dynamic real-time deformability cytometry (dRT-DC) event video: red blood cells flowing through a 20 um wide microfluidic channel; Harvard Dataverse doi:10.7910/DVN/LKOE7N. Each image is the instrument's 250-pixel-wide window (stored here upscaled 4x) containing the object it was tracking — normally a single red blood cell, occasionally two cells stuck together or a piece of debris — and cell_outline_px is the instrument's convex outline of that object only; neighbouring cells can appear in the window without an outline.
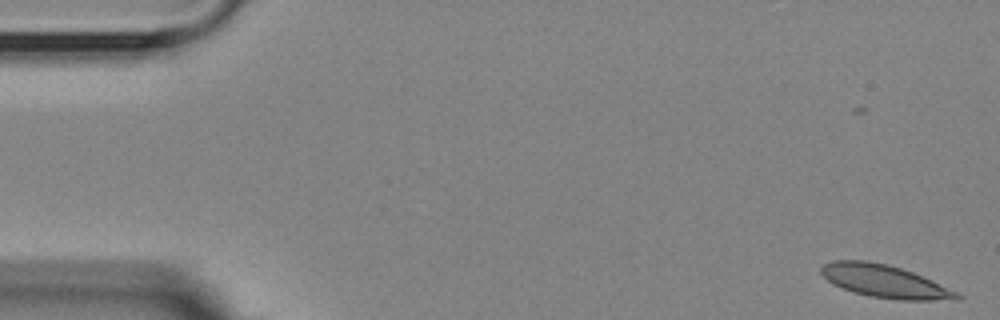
{"species": "Egyptian fruit bat (a non-hibernating species)", "species_latin": "Rousettus aegyptiacus", "temperature_condition": "room temperature", "stored_images_in_passage": 2, "camera_frame_rate_fps": 3000, "um_per_image_px": 0.085, "animal": {"sex": "female"}, "frame": {"image": 1, "passage_image": 2, "time_ms": 0.333, "image_size_px": [1000, 320], "cell_outline_px": [[964, 296], [956, 300], [900, 300], [868, 296], [852, 292], [832, 284], [820, 272], [820, 268], [824, 264], [832, 260], [864, 260], [888, 264], [912, 272], [956, 292]], "centroid_in_image_um": [75.14, 23.91], "position_along_channel_um": 9.9, "area_um2": 25.72}}